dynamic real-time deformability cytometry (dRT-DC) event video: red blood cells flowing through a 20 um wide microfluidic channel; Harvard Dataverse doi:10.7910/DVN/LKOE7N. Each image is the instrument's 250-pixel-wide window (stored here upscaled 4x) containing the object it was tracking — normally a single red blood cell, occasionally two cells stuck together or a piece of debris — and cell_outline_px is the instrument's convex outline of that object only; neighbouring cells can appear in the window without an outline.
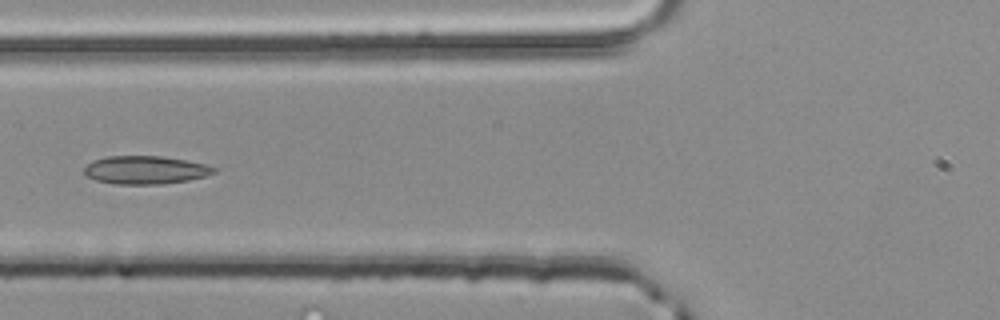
{"species": "common noctule bat (a hibernating species)", "species_latin": "Nyctalus noctula", "temperature_condition": "room temperature", "stored_images_in_passage": 52, "camera_frame_rate_fps": 3000, "um_per_image_px": 0.085, "animal": {"sex": "male", "body_mass_g": 20.4}, "frame": {"image": 1, "passage_image": 21, "time_ms": 6.667, "image_size_px": [1000, 320], "cell_outline_px": [[220, 168], [216, 172], [208, 176], [188, 180], [160, 184], [116, 184], [96, 180], [84, 176], [84, 168], [92, 160], [108, 156], [164, 156], [204, 164]], "centroid_in_image_um": [12.37, 14.45], "position_along_channel_um": 113.4, "area_um2": 21.44}}
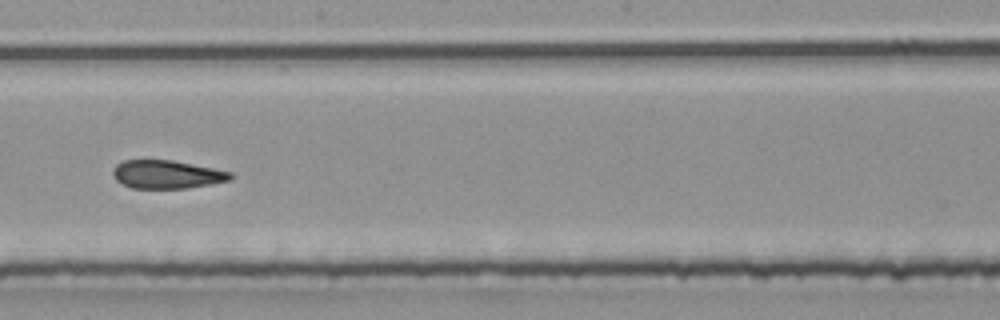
{"frame": {"image": 2, "passage_image": 30, "time_ms": 9.667, "image_size_px": [1000, 320], "cell_outline_px": [[232, 180], [188, 188], [132, 188], [116, 180], [112, 172], [112, 168], [116, 164], [124, 160], [172, 160], [232, 172]], "centroid_in_image_um": [14.17, 14.82], "position_along_channel_um": 234.0, "area_um2": 19.31}}
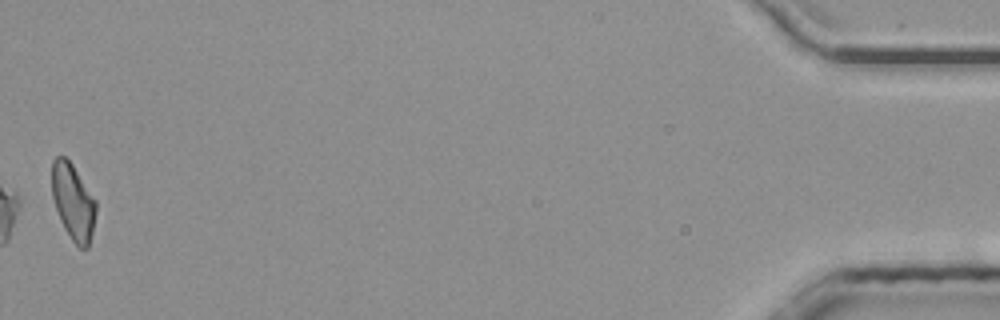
{"frame": {"image": 3, "passage_image": 52, "time_ms": 17.0, "image_size_px": [1000, 320], "cell_outline_px": [[96, 212], [92, 232], [88, 248], [80, 248], [72, 240], [64, 228], [60, 220], [52, 196], [52, 160], [56, 156], [64, 156], [72, 164], [96, 200]], "centroid_in_image_um": [6.21, 17.15], "position_along_channel_um": 429.0, "area_um2": 19.42}, "authors_computed_cell_mechanics": {"area_um2": 20.7213, "velocity_mm_per_s": 4.0221, "shape_relaxation_time_tau1_ms": null, "shape_relaxation_time_tau2_ms": 2.7215, "deformation_change_tau1": null, "deformation_change_tau2": 0.098}}